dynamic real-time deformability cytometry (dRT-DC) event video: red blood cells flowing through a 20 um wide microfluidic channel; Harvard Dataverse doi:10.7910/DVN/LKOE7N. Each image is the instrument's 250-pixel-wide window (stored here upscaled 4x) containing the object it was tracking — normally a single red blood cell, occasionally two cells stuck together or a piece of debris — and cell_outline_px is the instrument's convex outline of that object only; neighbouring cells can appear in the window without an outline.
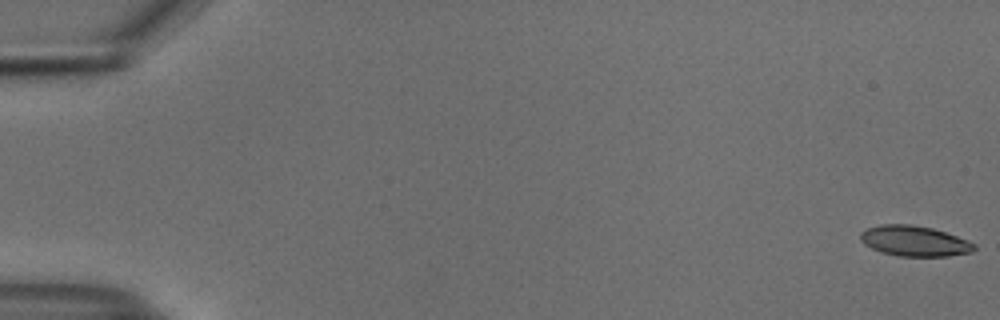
{"species": "common noctule bat (a hibernating species)", "species_latin": "Nyctalus noctula", "temperature_condition": "cold", "stored_images_in_passage": 55, "camera_frame_rate_fps": 3000, "um_per_image_px": 0.085, "animal": {"sex": "male", "body_mass_g": 18.8}, "frame": {"image": 1, "passage_image": 1, "time_ms": 0.0, "image_size_px": [1000, 320], "cell_outline_px": [[976, 248], [972, 252], [948, 256], [900, 256], [880, 252], [864, 244], [860, 240], [860, 232], [868, 228], [880, 224], [912, 224], [932, 228], [968, 240], [976, 244]], "centroid_in_image_um": [77.72, 20.48], "position_along_channel_um": 7.3, "area_um2": 20.23}}
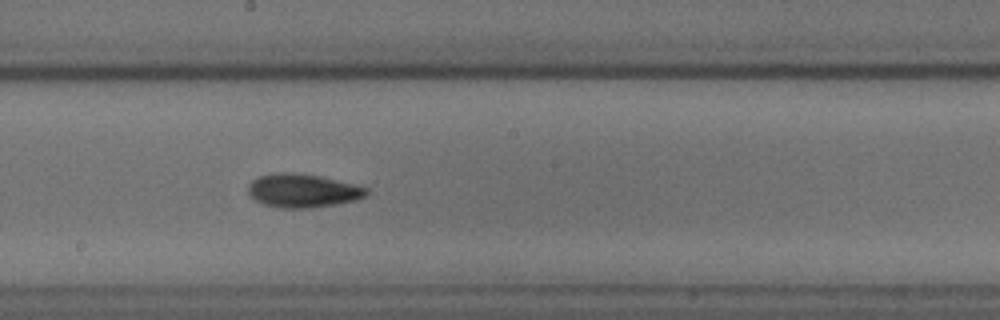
{"frame": {"image": 2, "passage_image": 31, "time_ms": 10.0, "image_size_px": [1000, 320], "cell_outline_px": [[368, 192], [364, 196], [356, 200], [308, 208], [276, 208], [264, 204], [256, 200], [248, 192], [248, 184], [252, 180], [260, 176], [276, 172], [292, 172], [320, 176], [368, 188]], "centroid_in_image_um": [25.69, 16.2], "position_along_channel_um": 222.5, "area_um2": 22.89}}
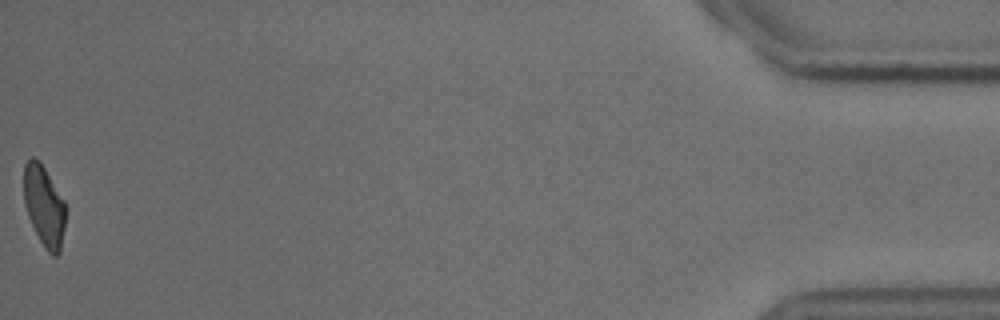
{"frame": {"image": 3, "passage_image": 55, "time_ms": 18.0, "image_size_px": [1000, 320], "cell_outline_px": [[68, 208], [60, 252], [56, 256], [52, 256], [44, 248], [28, 216], [24, 204], [24, 164], [32, 156], [40, 160], [64, 200]], "centroid_in_image_um": [3.78, 17.5], "position_along_channel_um": 431.4, "area_um2": 20.0}, "authors_computed_cell_mechanics": {"area_um2": 21.2704, "velocity_mm_per_s": 3.7511, "shape_relaxation_time_tau1_ms": 6.2575, "shape_relaxation_time_tau2_ms": 8.2443, "deformation_change_tau1": 0.1635, "deformation_change_tau2": 0.1409}}